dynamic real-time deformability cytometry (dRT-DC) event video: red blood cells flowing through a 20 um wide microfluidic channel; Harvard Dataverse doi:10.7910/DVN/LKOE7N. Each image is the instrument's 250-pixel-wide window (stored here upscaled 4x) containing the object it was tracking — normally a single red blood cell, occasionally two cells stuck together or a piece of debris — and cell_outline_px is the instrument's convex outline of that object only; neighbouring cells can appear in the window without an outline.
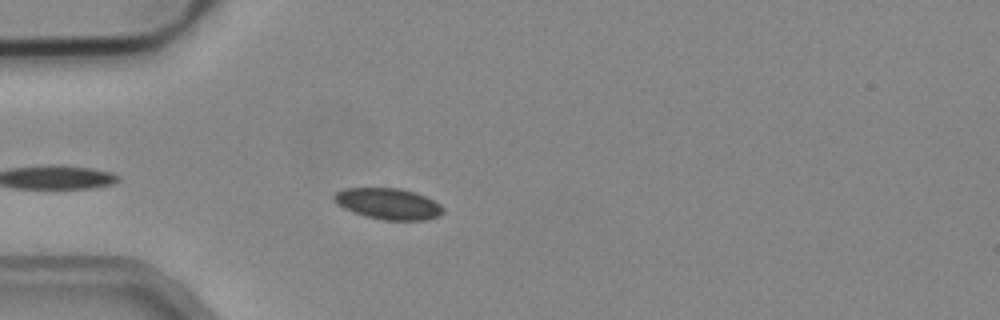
{"species": "common noctule bat (a hibernating species)", "species_latin": "Nyctalus noctula", "temperature_condition": "cold", "stored_images_in_passage": 6, "camera_frame_rate_fps": 3000, "um_per_image_px": 0.085, "animal": {"sex": "male", "body_mass_g": 19.2, "forearm_length_mm": 51.8}, "frame": {"image": 1, "passage_image": 5, "time_ms": 1.333, "image_size_px": [1000, 320], "cell_outline_px": [[444, 212], [440, 216], [424, 220], [384, 220], [364, 216], [352, 212], [336, 204], [332, 200], [332, 196], [336, 192], [344, 188], [400, 188], [416, 192], [440, 204], [444, 208]], "centroid_in_image_um": [32.98, 17.32], "position_along_channel_um": 52.0, "area_um2": 20.0}}